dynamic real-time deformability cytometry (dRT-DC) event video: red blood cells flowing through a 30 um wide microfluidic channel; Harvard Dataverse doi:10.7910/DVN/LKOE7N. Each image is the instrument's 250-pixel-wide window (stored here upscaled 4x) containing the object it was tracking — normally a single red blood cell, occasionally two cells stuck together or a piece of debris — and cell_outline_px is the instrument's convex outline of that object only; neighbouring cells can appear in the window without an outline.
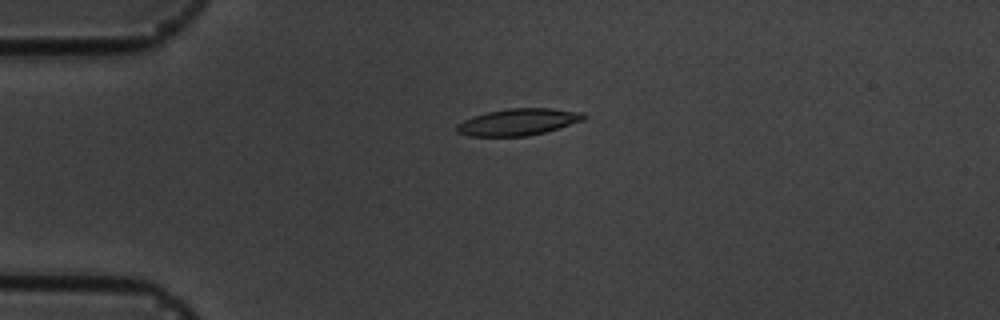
{"species": "common noctule bat (a hibernating species)", "species_latin": "Nyctalus noctula", "temperature_condition": "cold", "stored_images_in_passage": 2, "camera_frame_rate_fps": 3000, "um_per_image_px": 0.085, "animal": {"sex": "male", "body_mass_g": 19.5, "forearm_length_mm": 54.6}, "frame": {"image": 1, "passage_image": 1, "time_ms": 0.0, "image_size_px": [1000, 320], "cell_outline_px": [[588, 116], [584, 120], [544, 132], [528, 136], [468, 136], [456, 132], [456, 124], [472, 116], [488, 112], [508, 108], [548, 108], [584, 112]], "centroid_in_image_um": [44.04, 10.36], "position_along_channel_um": 41.0, "area_um2": 19.83}}